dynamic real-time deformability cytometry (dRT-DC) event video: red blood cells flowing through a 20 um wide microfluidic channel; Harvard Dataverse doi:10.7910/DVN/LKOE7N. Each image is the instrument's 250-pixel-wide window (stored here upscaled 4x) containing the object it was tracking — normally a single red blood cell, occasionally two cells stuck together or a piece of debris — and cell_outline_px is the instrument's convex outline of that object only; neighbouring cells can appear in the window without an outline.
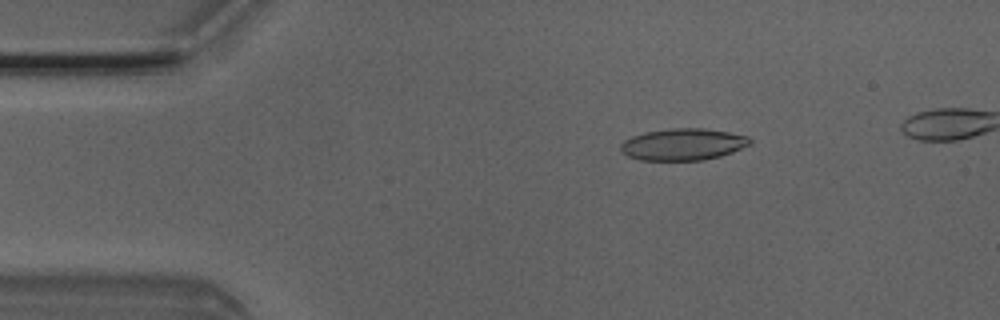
{"species": "Egyptian fruit bat (a non-hibernating species)", "species_latin": "Rousettus aegyptiacus", "temperature_condition": "room temperature", "stored_images_in_passage": 7, "camera_frame_rate_fps": 3000, "um_per_image_px": 0.085, "animal": {"sex": "male"}, "frame": {"image": 1, "passage_image": 3, "time_ms": 0.667, "image_size_px": [1000, 320], "cell_outline_px": [[752, 144], [732, 152], [720, 156], [704, 160], [640, 160], [628, 156], [620, 152], [620, 144], [624, 140], [632, 136], [644, 132], [668, 128], [704, 128], [728, 132], [748, 136], [752, 140]], "centroid_in_image_um": [58.04, 12.26], "position_along_channel_um": 27.0, "area_um2": 24.16}}